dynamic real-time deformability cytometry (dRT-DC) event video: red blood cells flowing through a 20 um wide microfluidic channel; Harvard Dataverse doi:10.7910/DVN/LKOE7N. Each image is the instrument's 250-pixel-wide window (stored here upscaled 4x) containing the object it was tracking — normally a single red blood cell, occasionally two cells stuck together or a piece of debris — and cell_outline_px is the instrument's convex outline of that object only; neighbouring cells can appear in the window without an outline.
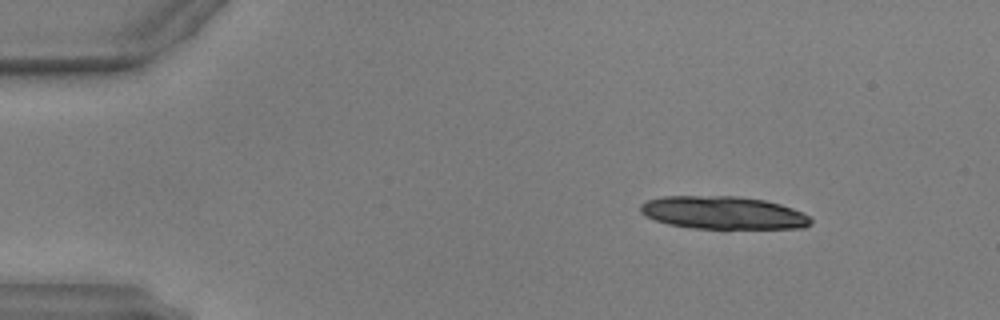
{"species": "common noctule bat (a hibernating species)", "species_latin": "Nyctalus noctula", "temperature_condition": "warm", "stored_images_in_passage": 34, "camera_frame_rate_fps": 3000, "um_per_image_px": 0.085, "animal": {"sex": "male", "body_mass_g": 17.9, "forearm_length_mm": 54.2}, "frame": {"image": 1, "passage_image": 2, "time_ms": 0.333, "image_size_px": [1000, 320], "cell_outline_px": [[812, 224], [804, 228], [724, 232], [692, 228], [668, 224], [644, 216], [640, 212], [640, 204], [648, 200], [664, 196], [736, 196], [764, 200], [780, 204], [792, 208], [808, 216], [812, 220]], "centroid_in_image_um": [61.51, 18.15], "position_along_channel_um": 23.5, "area_um2": 34.1}}
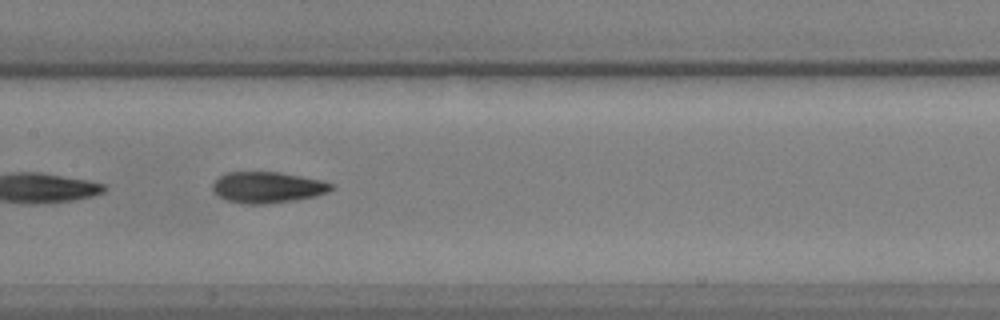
{"frame": {"image": 2, "passage_image": 21, "time_ms": 6.667, "image_size_px": [1000, 320], "cell_outline_px": [[332, 188], [328, 192], [316, 196], [296, 200], [264, 204], [244, 204], [228, 200], [216, 196], [212, 192], [212, 184], [220, 176], [228, 172], [280, 172], [320, 180], [332, 184]], "centroid_in_image_um": [22.7, 15.93], "position_along_channel_um": 184.7, "area_um2": 21.5}}
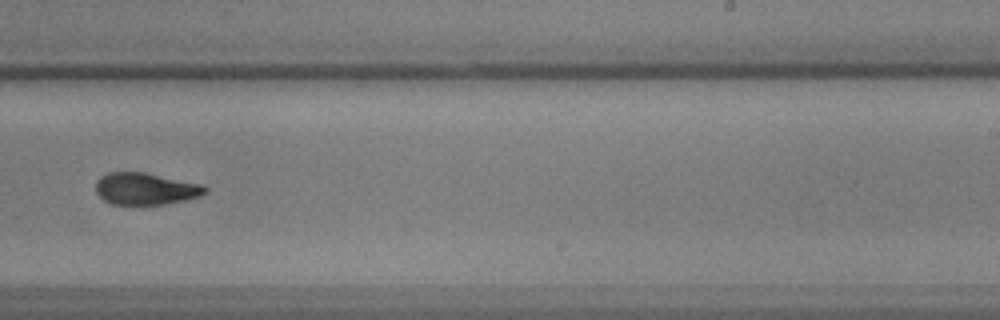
{"frame": {"image": 3, "passage_image": 28, "time_ms": 9.0, "image_size_px": [1000, 320], "cell_outline_px": [[208, 192], [200, 196], [184, 200], [164, 204], [112, 204], [104, 200], [96, 192], [96, 180], [100, 176], [108, 172], [144, 172], [204, 184], [208, 188]], "centroid_in_image_um": [12.4, 16.03], "position_along_channel_um": 276.6, "area_um2": 20.46}}